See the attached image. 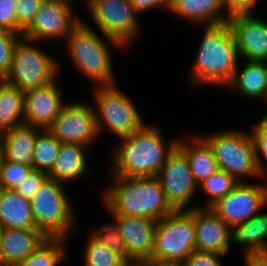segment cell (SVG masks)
Returning a JSON list of instances; mask_svg holds the SVG:
<instances>
[{
    "instance_id": "cell-1",
    "label": "cell",
    "mask_w": 267,
    "mask_h": 266,
    "mask_svg": "<svg viewBox=\"0 0 267 266\" xmlns=\"http://www.w3.org/2000/svg\"><path fill=\"white\" fill-rule=\"evenodd\" d=\"M157 125L145 124L134 133L119 138L122 142L113 150L111 175L137 178L158 174L177 140L166 142Z\"/></svg>"
},
{
    "instance_id": "cell-2",
    "label": "cell",
    "mask_w": 267,
    "mask_h": 266,
    "mask_svg": "<svg viewBox=\"0 0 267 266\" xmlns=\"http://www.w3.org/2000/svg\"><path fill=\"white\" fill-rule=\"evenodd\" d=\"M195 63L190 73L191 84H214L226 87L232 80L238 63V48L228 22L204 26Z\"/></svg>"
},
{
    "instance_id": "cell-3",
    "label": "cell",
    "mask_w": 267,
    "mask_h": 266,
    "mask_svg": "<svg viewBox=\"0 0 267 266\" xmlns=\"http://www.w3.org/2000/svg\"><path fill=\"white\" fill-rule=\"evenodd\" d=\"M114 184L103 191V204L110 214L159 220L174 209L167 202L156 176L126 178L113 175Z\"/></svg>"
},
{
    "instance_id": "cell-4",
    "label": "cell",
    "mask_w": 267,
    "mask_h": 266,
    "mask_svg": "<svg viewBox=\"0 0 267 266\" xmlns=\"http://www.w3.org/2000/svg\"><path fill=\"white\" fill-rule=\"evenodd\" d=\"M93 29L85 20H81L71 30L65 38L68 56L77 70L94 82L96 87L114 86L116 83L110 45L124 47L105 34L101 33L100 37Z\"/></svg>"
},
{
    "instance_id": "cell-5",
    "label": "cell",
    "mask_w": 267,
    "mask_h": 266,
    "mask_svg": "<svg viewBox=\"0 0 267 266\" xmlns=\"http://www.w3.org/2000/svg\"><path fill=\"white\" fill-rule=\"evenodd\" d=\"M65 185L47 178L31 199L35 227L47 238L68 240L75 228L78 229L74 208Z\"/></svg>"
},
{
    "instance_id": "cell-6",
    "label": "cell",
    "mask_w": 267,
    "mask_h": 266,
    "mask_svg": "<svg viewBox=\"0 0 267 266\" xmlns=\"http://www.w3.org/2000/svg\"><path fill=\"white\" fill-rule=\"evenodd\" d=\"M200 136L213 150L218 168L233 175L239 182L245 181L246 177H264L258 167L254 142L248 131L230 129Z\"/></svg>"
},
{
    "instance_id": "cell-7",
    "label": "cell",
    "mask_w": 267,
    "mask_h": 266,
    "mask_svg": "<svg viewBox=\"0 0 267 266\" xmlns=\"http://www.w3.org/2000/svg\"><path fill=\"white\" fill-rule=\"evenodd\" d=\"M36 42L23 35L18 38L10 71L4 78L23 92L55 81L60 72L55 57L36 47Z\"/></svg>"
},
{
    "instance_id": "cell-8",
    "label": "cell",
    "mask_w": 267,
    "mask_h": 266,
    "mask_svg": "<svg viewBox=\"0 0 267 266\" xmlns=\"http://www.w3.org/2000/svg\"><path fill=\"white\" fill-rule=\"evenodd\" d=\"M195 250L194 206L157 220L152 259L183 263Z\"/></svg>"
},
{
    "instance_id": "cell-9",
    "label": "cell",
    "mask_w": 267,
    "mask_h": 266,
    "mask_svg": "<svg viewBox=\"0 0 267 266\" xmlns=\"http://www.w3.org/2000/svg\"><path fill=\"white\" fill-rule=\"evenodd\" d=\"M94 97L97 106H93V109L99 135L108 128L118 138H122L146 124L133 99L121 91L116 84L96 87Z\"/></svg>"
},
{
    "instance_id": "cell-10",
    "label": "cell",
    "mask_w": 267,
    "mask_h": 266,
    "mask_svg": "<svg viewBox=\"0 0 267 266\" xmlns=\"http://www.w3.org/2000/svg\"><path fill=\"white\" fill-rule=\"evenodd\" d=\"M85 3L99 33L119 42L124 48L140 36V13L129 0H86Z\"/></svg>"
},
{
    "instance_id": "cell-11",
    "label": "cell",
    "mask_w": 267,
    "mask_h": 266,
    "mask_svg": "<svg viewBox=\"0 0 267 266\" xmlns=\"http://www.w3.org/2000/svg\"><path fill=\"white\" fill-rule=\"evenodd\" d=\"M156 177L167 202L174 210L192 208L189 203L194 193L199 191L198 183L194 179L185 153L177 145L166 157Z\"/></svg>"
},
{
    "instance_id": "cell-12",
    "label": "cell",
    "mask_w": 267,
    "mask_h": 266,
    "mask_svg": "<svg viewBox=\"0 0 267 266\" xmlns=\"http://www.w3.org/2000/svg\"><path fill=\"white\" fill-rule=\"evenodd\" d=\"M93 104L66 103L46 130L61 143H77L91 148L99 132Z\"/></svg>"
},
{
    "instance_id": "cell-13",
    "label": "cell",
    "mask_w": 267,
    "mask_h": 266,
    "mask_svg": "<svg viewBox=\"0 0 267 266\" xmlns=\"http://www.w3.org/2000/svg\"><path fill=\"white\" fill-rule=\"evenodd\" d=\"M267 205V182L240 181L210 208L231 228L252 219Z\"/></svg>"
},
{
    "instance_id": "cell-14",
    "label": "cell",
    "mask_w": 267,
    "mask_h": 266,
    "mask_svg": "<svg viewBox=\"0 0 267 266\" xmlns=\"http://www.w3.org/2000/svg\"><path fill=\"white\" fill-rule=\"evenodd\" d=\"M72 0H44L32 23L22 35L41 40L65 39L71 30L82 20L75 16Z\"/></svg>"
},
{
    "instance_id": "cell-15",
    "label": "cell",
    "mask_w": 267,
    "mask_h": 266,
    "mask_svg": "<svg viewBox=\"0 0 267 266\" xmlns=\"http://www.w3.org/2000/svg\"><path fill=\"white\" fill-rule=\"evenodd\" d=\"M119 227L129 263L152 259L157 221L150 218L111 214Z\"/></svg>"
},
{
    "instance_id": "cell-16",
    "label": "cell",
    "mask_w": 267,
    "mask_h": 266,
    "mask_svg": "<svg viewBox=\"0 0 267 266\" xmlns=\"http://www.w3.org/2000/svg\"><path fill=\"white\" fill-rule=\"evenodd\" d=\"M239 57L246 61L267 62V22L255 18L252 13L230 16Z\"/></svg>"
},
{
    "instance_id": "cell-17",
    "label": "cell",
    "mask_w": 267,
    "mask_h": 266,
    "mask_svg": "<svg viewBox=\"0 0 267 266\" xmlns=\"http://www.w3.org/2000/svg\"><path fill=\"white\" fill-rule=\"evenodd\" d=\"M57 81L24 92V123L45 129L61 113L66 102Z\"/></svg>"
},
{
    "instance_id": "cell-18",
    "label": "cell",
    "mask_w": 267,
    "mask_h": 266,
    "mask_svg": "<svg viewBox=\"0 0 267 266\" xmlns=\"http://www.w3.org/2000/svg\"><path fill=\"white\" fill-rule=\"evenodd\" d=\"M196 250L228 254L232 244V228L210 207H194Z\"/></svg>"
},
{
    "instance_id": "cell-19",
    "label": "cell",
    "mask_w": 267,
    "mask_h": 266,
    "mask_svg": "<svg viewBox=\"0 0 267 266\" xmlns=\"http://www.w3.org/2000/svg\"><path fill=\"white\" fill-rule=\"evenodd\" d=\"M43 128L22 123L0 134L2 157L33 169L35 140Z\"/></svg>"
},
{
    "instance_id": "cell-20",
    "label": "cell",
    "mask_w": 267,
    "mask_h": 266,
    "mask_svg": "<svg viewBox=\"0 0 267 266\" xmlns=\"http://www.w3.org/2000/svg\"><path fill=\"white\" fill-rule=\"evenodd\" d=\"M89 149L77 143H61L58 156L47 172L48 178L68 184L86 176L89 168L86 155L90 153Z\"/></svg>"
},
{
    "instance_id": "cell-21",
    "label": "cell",
    "mask_w": 267,
    "mask_h": 266,
    "mask_svg": "<svg viewBox=\"0 0 267 266\" xmlns=\"http://www.w3.org/2000/svg\"><path fill=\"white\" fill-rule=\"evenodd\" d=\"M224 10V0H170L168 7L170 13L204 26L228 22L230 16Z\"/></svg>"
},
{
    "instance_id": "cell-22",
    "label": "cell",
    "mask_w": 267,
    "mask_h": 266,
    "mask_svg": "<svg viewBox=\"0 0 267 266\" xmlns=\"http://www.w3.org/2000/svg\"><path fill=\"white\" fill-rule=\"evenodd\" d=\"M2 257L6 263H21L47 237L38 229L2 228Z\"/></svg>"
},
{
    "instance_id": "cell-23",
    "label": "cell",
    "mask_w": 267,
    "mask_h": 266,
    "mask_svg": "<svg viewBox=\"0 0 267 266\" xmlns=\"http://www.w3.org/2000/svg\"><path fill=\"white\" fill-rule=\"evenodd\" d=\"M241 71L237 66L228 89L238 91L251 99H262L267 104V62L246 61L242 62ZM267 111V110H266Z\"/></svg>"
},
{
    "instance_id": "cell-24",
    "label": "cell",
    "mask_w": 267,
    "mask_h": 266,
    "mask_svg": "<svg viewBox=\"0 0 267 266\" xmlns=\"http://www.w3.org/2000/svg\"><path fill=\"white\" fill-rule=\"evenodd\" d=\"M0 227L36 229L31 201L15 190L0 188Z\"/></svg>"
},
{
    "instance_id": "cell-25",
    "label": "cell",
    "mask_w": 267,
    "mask_h": 266,
    "mask_svg": "<svg viewBox=\"0 0 267 266\" xmlns=\"http://www.w3.org/2000/svg\"><path fill=\"white\" fill-rule=\"evenodd\" d=\"M190 137L184 142L177 139V146L185 153L194 179L199 184L219 168L208 143L200 135Z\"/></svg>"
},
{
    "instance_id": "cell-26",
    "label": "cell",
    "mask_w": 267,
    "mask_h": 266,
    "mask_svg": "<svg viewBox=\"0 0 267 266\" xmlns=\"http://www.w3.org/2000/svg\"><path fill=\"white\" fill-rule=\"evenodd\" d=\"M266 239L267 213L261 211L252 219L232 228V244L245 246L244 254L267 253Z\"/></svg>"
},
{
    "instance_id": "cell-27",
    "label": "cell",
    "mask_w": 267,
    "mask_h": 266,
    "mask_svg": "<svg viewBox=\"0 0 267 266\" xmlns=\"http://www.w3.org/2000/svg\"><path fill=\"white\" fill-rule=\"evenodd\" d=\"M24 123V92L0 79V134Z\"/></svg>"
},
{
    "instance_id": "cell-28",
    "label": "cell",
    "mask_w": 267,
    "mask_h": 266,
    "mask_svg": "<svg viewBox=\"0 0 267 266\" xmlns=\"http://www.w3.org/2000/svg\"><path fill=\"white\" fill-rule=\"evenodd\" d=\"M65 238H47L33 253L28 255L19 266H59L66 256ZM66 251V252H65Z\"/></svg>"
},
{
    "instance_id": "cell-29",
    "label": "cell",
    "mask_w": 267,
    "mask_h": 266,
    "mask_svg": "<svg viewBox=\"0 0 267 266\" xmlns=\"http://www.w3.org/2000/svg\"><path fill=\"white\" fill-rule=\"evenodd\" d=\"M89 234L83 252L85 266H126L129 263L121 254Z\"/></svg>"
},
{
    "instance_id": "cell-30",
    "label": "cell",
    "mask_w": 267,
    "mask_h": 266,
    "mask_svg": "<svg viewBox=\"0 0 267 266\" xmlns=\"http://www.w3.org/2000/svg\"><path fill=\"white\" fill-rule=\"evenodd\" d=\"M61 146L54 136L47 130L42 129L34 144L33 150V169L48 172L55 162Z\"/></svg>"
},
{
    "instance_id": "cell-31",
    "label": "cell",
    "mask_w": 267,
    "mask_h": 266,
    "mask_svg": "<svg viewBox=\"0 0 267 266\" xmlns=\"http://www.w3.org/2000/svg\"><path fill=\"white\" fill-rule=\"evenodd\" d=\"M238 183L239 181L233 175L218 169L198 184V189L209 196L206 199V203H204V207L214 205L220 198L230 193Z\"/></svg>"
},
{
    "instance_id": "cell-32",
    "label": "cell",
    "mask_w": 267,
    "mask_h": 266,
    "mask_svg": "<svg viewBox=\"0 0 267 266\" xmlns=\"http://www.w3.org/2000/svg\"><path fill=\"white\" fill-rule=\"evenodd\" d=\"M250 133L255 146L256 160L258 167L264 178H266L267 177V112L262 116V118L257 122V124L254 125V128Z\"/></svg>"
},
{
    "instance_id": "cell-33",
    "label": "cell",
    "mask_w": 267,
    "mask_h": 266,
    "mask_svg": "<svg viewBox=\"0 0 267 266\" xmlns=\"http://www.w3.org/2000/svg\"><path fill=\"white\" fill-rule=\"evenodd\" d=\"M31 170V167L6 161L2 157L0 160V188L14 190Z\"/></svg>"
},
{
    "instance_id": "cell-34",
    "label": "cell",
    "mask_w": 267,
    "mask_h": 266,
    "mask_svg": "<svg viewBox=\"0 0 267 266\" xmlns=\"http://www.w3.org/2000/svg\"><path fill=\"white\" fill-rule=\"evenodd\" d=\"M113 220L114 222L111 221L96 230L91 229L90 233L105 246H109L112 250L118 252L126 259L125 245L116 220Z\"/></svg>"
},
{
    "instance_id": "cell-35",
    "label": "cell",
    "mask_w": 267,
    "mask_h": 266,
    "mask_svg": "<svg viewBox=\"0 0 267 266\" xmlns=\"http://www.w3.org/2000/svg\"><path fill=\"white\" fill-rule=\"evenodd\" d=\"M20 34L0 29V79L5 78L12 65V54Z\"/></svg>"
},
{
    "instance_id": "cell-36",
    "label": "cell",
    "mask_w": 267,
    "mask_h": 266,
    "mask_svg": "<svg viewBox=\"0 0 267 266\" xmlns=\"http://www.w3.org/2000/svg\"><path fill=\"white\" fill-rule=\"evenodd\" d=\"M44 0H16L17 34L32 23Z\"/></svg>"
},
{
    "instance_id": "cell-37",
    "label": "cell",
    "mask_w": 267,
    "mask_h": 266,
    "mask_svg": "<svg viewBox=\"0 0 267 266\" xmlns=\"http://www.w3.org/2000/svg\"><path fill=\"white\" fill-rule=\"evenodd\" d=\"M47 178V172L32 169L14 190L31 201Z\"/></svg>"
},
{
    "instance_id": "cell-38",
    "label": "cell",
    "mask_w": 267,
    "mask_h": 266,
    "mask_svg": "<svg viewBox=\"0 0 267 266\" xmlns=\"http://www.w3.org/2000/svg\"><path fill=\"white\" fill-rule=\"evenodd\" d=\"M0 29L17 34L16 0H0Z\"/></svg>"
},
{
    "instance_id": "cell-39",
    "label": "cell",
    "mask_w": 267,
    "mask_h": 266,
    "mask_svg": "<svg viewBox=\"0 0 267 266\" xmlns=\"http://www.w3.org/2000/svg\"><path fill=\"white\" fill-rule=\"evenodd\" d=\"M223 255L195 250L183 262L184 266H222Z\"/></svg>"
},
{
    "instance_id": "cell-40",
    "label": "cell",
    "mask_w": 267,
    "mask_h": 266,
    "mask_svg": "<svg viewBox=\"0 0 267 266\" xmlns=\"http://www.w3.org/2000/svg\"><path fill=\"white\" fill-rule=\"evenodd\" d=\"M258 0H224V6L226 13L229 16L236 14H253L254 6H256Z\"/></svg>"
},
{
    "instance_id": "cell-41",
    "label": "cell",
    "mask_w": 267,
    "mask_h": 266,
    "mask_svg": "<svg viewBox=\"0 0 267 266\" xmlns=\"http://www.w3.org/2000/svg\"><path fill=\"white\" fill-rule=\"evenodd\" d=\"M135 9L141 14L148 10L156 8H164L168 10L170 0H129Z\"/></svg>"
},
{
    "instance_id": "cell-42",
    "label": "cell",
    "mask_w": 267,
    "mask_h": 266,
    "mask_svg": "<svg viewBox=\"0 0 267 266\" xmlns=\"http://www.w3.org/2000/svg\"><path fill=\"white\" fill-rule=\"evenodd\" d=\"M244 266H267V253L244 254Z\"/></svg>"
},
{
    "instance_id": "cell-43",
    "label": "cell",
    "mask_w": 267,
    "mask_h": 266,
    "mask_svg": "<svg viewBox=\"0 0 267 266\" xmlns=\"http://www.w3.org/2000/svg\"><path fill=\"white\" fill-rule=\"evenodd\" d=\"M145 266H184L181 262L163 261L158 259H150L143 262Z\"/></svg>"
},
{
    "instance_id": "cell-44",
    "label": "cell",
    "mask_w": 267,
    "mask_h": 266,
    "mask_svg": "<svg viewBox=\"0 0 267 266\" xmlns=\"http://www.w3.org/2000/svg\"><path fill=\"white\" fill-rule=\"evenodd\" d=\"M1 231L2 228L0 227V264L3 263V257H2V239H1Z\"/></svg>"
},
{
    "instance_id": "cell-45",
    "label": "cell",
    "mask_w": 267,
    "mask_h": 266,
    "mask_svg": "<svg viewBox=\"0 0 267 266\" xmlns=\"http://www.w3.org/2000/svg\"><path fill=\"white\" fill-rule=\"evenodd\" d=\"M0 266H19V264L3 262L0 264Z\"/></svg>"
},
{
    "instance_id": "cell-46",
    "label": "cell",
    "mask_w": 267,
    "mask_h": 266,
    "mask_svg": "<svg viewBox=\"0 0 267 266\" xmlns=\"http://www.w3.org/2000/svg\"><path fill=\"white\" fill-rule=\"evenodd\" d=\"M126 266H145L143 263H128Z\"/></svg>"
},
{
    "instance_id": "cell-47",
    "label": "cell",
    "mask_w": 267,
    "mask_h": 266,
    "mask_svg": "<svg viewBox=\"0 0 267 266\" xmlns=\"http://www.w3.org/2000/svg\"><path fill=\"white\" fill-rule=\"evenodd\" d=\"M2 158V151H1V147H0V160Z\"/></svg>"
}]
</instances>
